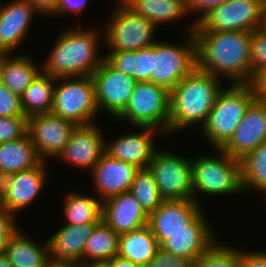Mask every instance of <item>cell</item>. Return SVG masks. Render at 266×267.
<instances>
[{
	"label": "cell",
	"instance_id": "d6986e66",
	"mask_svg": "<svg viewBox=\"0 0 266 267\" xmlns=\"http://www.w3.org/2000/svg\"><path fill=\"white\" fill-rule=\"evenodd\" d=\"M140 132H128L114 141L105 140V154L109 157L133 164L140 169H147L157 148L154 141L153 127H136ZM143 130V131H141Z\"/></svg>",
	"mask_w": 266,
	"mask_h": 267
},
{
	"label": "cell",
	"instance_id": "74e56055",
	"mask_svg": "<svg viewBox=\"0 0 266 267\" xmlns=\"http://www.w3.org/2000/svg\"><path fill=\"white\" fill-rule=\"evenodd\" d=\"M25 116L20 96L12 93L0 81V117Z\"/></svg>",
	"mask_w": 266,
	"mask_h": 267
},
{
	"label": "cell",
	"instance_id": "3957f363",
	"mask_svg": "<svg viewBox=\"0 0 266 267\" xmlns=\"http://www.w3.org/2000/svg\"><path fill=\"white\" fill-rule=\"evenodd\" d=\"M221 85L218 77L198 67L183 78L170 91L169 135L195 124L201 130L224 88Z\"/></svg>",
	"mask_w": 266,
	"mask_h": 267
},
{
	"label": "cell",
	"instance_id": "4fadbf2b",
	"mask_svg": "<svg viewBox=\"0 0 266 267\" xmlns=\"http://www.w3.org/2000/svg\"><path fill=\"white\" fill-rule=\"evenodd\" d=\"M46 163L42 161L31 169L5 176L1 184L0 207L12 214L28 208L45 188Z\"/></svg>",
	"mask_w": 266,
	"mask_h": 267
},
{
	"label": "cell",
	"instance_id": "e0dca14e",
	"mask_svg": "<svg viewBox=\"0 0 266 267\" xmlns=\"http://www.w3.org/2000/svg\"><path fill=\"white\" fill-rule=\"evenodd\" d=\"M97 123L77 126L57 158L81 169H90L105 154V138Z\"/></svg>",
	"mask_w": 266,
	"mask_h": 267
},
{
	"label": "cell",
	"instance_id": "f546056e",
	"mask_svg": "<svg viewBox=\"0 0 266 267\" xmlns=\"http://www.w3.org/2000/svg\"><path fill=\"white\" fill-rule=\"evenodd\" d=\"M56 80L57 78L41 71L24 91L20 98L24 115L27 118L51 113Z\"/></svg>",
	"mask_w": 266,
	"mask_h": 267
},
{
	"label": "cell",
	"instance_id": "f907efd6",
	"mask_svg": "<svg viewBox=\"0 0 266 267\" xmlns=\"http://www.w3.org/2000/svg\"><path fill=\"white\" fill-rule=\"evenodd\" d=\"M266 28V0H263V25Z\"/></svg>",
	"mask_w": 266,
	"mask_h": 267
},
{
	"label": "cell",
	"instance_id": "8fae6325",
	"mask_svg": "<svg viewBox=\"0 0 266 267\" xmlns=\"http://www.w3.org/2000/svg\"><path fill=\"white\" fill-rule=\"evenodd\" d=\"M263 25V0H226L205 15L193 32H251Z\"/></svg>",
	"mask_w": 266,
	"mask_h": 267
},
{
	"label": "cell",
	"instance_id": "2e32d148",
	"mask_svg": "<svg viewBox=\"0 0 266 267\" xmlns=\"http://www.w3.org/2000/svg\"><path fill=\"white\" fill-rule=\"evenodd\" d=\"M266 141V103L254 100L230 140L221 148L228 156L241 160Z\"/></svg>",
	"mask_w": 266,
	"mask_h": 267
},
{
	"label": "cell",
	"instance_id": "8992f818",
	"mask_svg": "<svg viewBox=\"0 0 266 267\" xmlns=\"http://www.w3.org/2000/svg\"><path fill=\"white\" fill-rule=\"evenodd\" d=\"M170 91L149 81L137 82L124 111L116 118L135 127H153L169 135ZM162 132V133H161Z\"/></svg>",
	"mask_w": 266,
	"mask_h": 267
},
{
	"label": "cell",
	"instance_id": "83f0119b",
	"mask_svg": "<svg viewBox=\"0 0 266 267\" xmlns=\"http://www.w3.org/2000/svg\"><path fill=\"white\" fill-rule=\"evenodd\" d=\"M136 14L151 21L156 27L189 15L186 0H121Z\"/></svg>",
	"mask_w": 266,
	"mask_h": 267
},
{
	"label": "cell",
	"instance_id": "681fc988",
	"mask_svg": "<svg viewBox=\"0 0 266 267\" xmlns=\"http://www.w3.org/2000/svg\"><path fill=\"white\" fill-rule=\"evenodd\" d=\"M47 267H77V264H73V263H54V262H51Z\"/></svg>",
	"mask_w": 266,
	"mask_h": 267
},
{
	"label": "cell",
	"instance_id": "816d5d0a",
	"mask_svg": "<svg viewBox=\"0 0 266 267\" xmlns=\"http://www.w3.org/2000/svg\"><path fill=\"white\" fill-rule=\"evenodd\" d=\"M137 267H151V264L150 263L137 264Z\"/></svg>",
	"mask_w": 266,
	"mask_h": 267
},
{
	"label": "cell",
	"instance_id": "603a6c76",
	"mask_svg": "<svg viewBox=\"0 0 266 267\" xmlns=\"http://www.w3.org/2000/svg\"><path fill=\"white\" fill-rule=\"evenodd\" d=\"M97 224H64L60 227L48 238L51 262L73 264L83 262L85 244Z\"/></svg>",
	"mask_w": 266,
	"mask_h": 267
},
{
	"label": "cell",
	"instance_id": "5bb4252c",
	"mask_svg": "<svg viewBox=\"0 0 266 267\" xmlns=\"http://www.w3.org/2000/svg\"><path fill=\"white\" fill-rule=\"evenodd\" d=\"M77 127L55 114H38L28 118V133L43 161L56 158Z\"/></svg>",
	"mask_w": 266,
	"mask_h": 267
},
{
	"label": "cell",
	"instance_id": "52a82bcc",
	"mask_svg": "<svg viewBox=\"0 0 266 267\" xmlns=\"http://www.w3.org/2000/svg\"><path fill=\"white\" fill-rule=\"evenodd\" d=\"M57 80L51 112L77 126L96 123L95 117L98 115L99 109L96 103L93 78L85 76L57 78Z\"/></svg>",
	"mask_w": 266,
	"mask_h": 267
},
{
	"label": "cell",
	"instance_id": "7dc6e473",
	"mask_svg": "<svg viewBox=\"0 0 266 267\" xmlns=\"http://www.w3.org/2000/svg\"><path fill=\"white\" fill-rule=\"evenodd\" d=\"M77 267H110L108 262H81Z\"/></svg>",
	"mask_w": 266,
	"mask_h": 267
},
{
	"label": "cell",
	"instance_id": "7c38bea8",
	"mask_svg": "<svg viewBox=\"0 0 266 267\" xmlns=\"http://www.w3.org/2000/svg\"><path fill=\"white\" fill-rule=\"evenodd\" d=\"M95 84L96 103L101 111L117 118L129 103L137 83L135 79L117 70L106 59L91 75Z\"/></svg>",
	"mask_w": 266,
	"mask_h": 267
},
{
	"label": "cell",
	"instance_id": "d590c367",
	"mask_svg": "<svg viewBox=\"0 0 266 267\" xmlns=\"http://www.w3.org/2000/svg\"><path fill=\"white\" fill-rule=\"evenodd\" d=\"M251 76L266 68V28L261 27L251 31Z\"/></svg>",
	"mask_w": 266,
	"mask_h": 267
},
{
	"label": "cell",
	"instance_id": "bcb514c9",
	"mask_svg": "<svg viewBox=\"0 0 266 267\" xmlns=\"http://www.w3.org/2000/svg\"><path fill=\"white\" fill-rule=\"evenodd\" d=\"M110 267H137L131 260L116 255L108 261Z\"/></svg>",
	"mask_w": 266,
	"mask_h": 267
},
{
	"label": "cell",
	"instance_id": "6da1fadb",
	"mask_svg": "<svg viewBox=\"0 0 266 267\" xmlns=\"http://www.w3.org/2000/svg\"><path fill=\"white\" fill-rule=\"evenodd\" d=\"M196 67L229 84H247L251 78V32H193Z\"/></svg>",
	"mask_w": 266,
	"mask_h": 267
},
{
	"label": "cell",
	"instance_id": "f5cc1de1",
	"mask_svg": "<svg viewBox=\"0 0 266 267\" xmlns=\"http://www.w3.org/2000/svg\"><path fill=\"white\" fill-rule=\"evenodd\" d=\"M1 184H2V179L0 178V201H1Z\"/></svg>",
	"mask_w": 266,
	"mask_h": 267
},
{
	"label": "cell",
	"instance_id": "d4e9b609",
	"mask_svg": "<svg viewBox=\"0 0 266 267\" xmlns=\"http://www.w3.org/2000/svg\"><path fill=\"white\" fill-rule=\"evenodd\" d=\"M42 161L29 133L17 140L0 143L1 179L5 176L31 169Z\"/></svg>",
	"mask_w": 266,
	"mask_h": 267
},
{
	"label": "cell",
	"instance_id": "cb8c5ba5",
	"mask_svg": "<svg viewBox=\"0 0 266 267\" xmlns=\"http://www.w3.org/2000/svg\"><path fill=\"white\" fill-rule=\"evenodd\" d=\"M41 71L31 55L0 54V81L20 97Z\"/></svg>",
	"mask_w": 266,
	"mask_h": 267
},
{
	"label": "cell",
	"instance_id": "f6af8a7d",
	"mask_svg": "<svg viewBox=\"0 0 266 267\" xmlns=\"http://www.w3.org/2000/svg\"><path fill=\"white\" fill-rule=\"evenodd\" d=\"M35 9L39 12V14L43 15H51L55 8L57 7V4L59 0H28Z\"/></svg>",
	"mask_w": 266,
	"mask_h": 267
},
{
	"label": "cell",
	"instance_id": "7402d4cb",
	"mask_svg": "<svg viewBox=\"0 0 266 267\" xmlns=\"http://www.w3.org/2000/svg\"><path fill=\"white\" fill-rule=\"evenodd\" d=\"M201 210V204L193 199L164 200L162 204L149 215L148 226L160 245L168 235L185 228Z\"/></svg>",
	"mask_w": 266,
	"mask_h": 267
},
{
	"label": "cell",
	"instance_id": "b9f144b4",
	"mask_svg": "<svg viewBox=\"0 0 266 267\" xmlns=\"http://www.w3.org/2000/svg\"><path fill=\"white\" fill-rule=\"evenodd\" d=\"M247 84L255 100L266 103V68L253 73Z\"/></svg>",
	"mask_w": 266,
	"mask_h": 267
},
{
	"label": "cell",
	"instance_id": "d6a6232c",
	"mask_svg": "<svg viewBox=\"0 0 266 267\" xmlns=\"http://www.w3.org/2000/svg\"><path fill=\"white\" fill-rule=\"evenodd\" d=\"M240 165L244 195L256 189L266 197V141L246 154L240 160Z\"/></svg>",
	"mask_w": 266,
	"mask_h": 267
},
{
	"label": "cell",
	"instance_id": "ab89813d",
	"mask_svg": "<svg viewBox=\"0 0 266 267\" xmlns=\"http://www.w3.org/2000/svg\"><path fill=\"white\" fill-rule=\"evenodd\" d=\"M151 267H194L186 258L176 256L159 247L150 262Z\"/></svg>",
	"mask_w": 266,
	"mask_h": 267
},
{
	"label": "cell",
	"instance_id": "f35d334b",
	"mask_svg": "<svg viewBox=\"0 0 266 267\" xmlns=\"http://www.w3.org/2000/svg\"><path fill=\"white\" fill-rule=\"evenodd\" d=\"M14 217L15 214L0 207V253L5 251L9 239L20 229Z\"/></svg>",
	"mask_w": 266,
	"mask_h": 267
},
{
	"label": "cell",
	"instance_id": "c3c4849f",
	"mask_svg": "<svg viewBox=\"0 0 266 267\" xmlns=\"http://www.w3.org/2000/svg\"><path fill=\"white\" fill-rule=\"evenodd\" d=\"M0 267H11L10 261L4 252L0 253Z\"/></svg>",
	"mask_w": 266,
	"mask_h": 267
},
{
	"label": "cell",
	"instance_id": "ba28073f",
	"mask_svg": "<svg viewBox=\"0 0 266 267\" xmlns=\"http://www.w3.org/2000/svg\"><path fill=\"white\" fill-rule=\"evenodd\" d=\"M190 26L182 45L158 40L153 44V71L149 82L171 91L196 67L195 24Z\"/></svg>",
	"mask_w": 266,
	"mask_h": 267
},
{
	"label": "cell",
	"instance_id": "1f68e13d",
	"mask_svg": "<svg viewBox=\"0 0 266 267\" xmlns=\"http://www.w3.org/2000/svg\"><path fill=\"white\" fill-rule=\"evenodd\" d=\"M64 217L66 224L78 225L99 223L102 220V201L95 197L78 192L64 196Z\"/></svg>",
	"mask_w": 266,
	"mask_h": 267
},
{
	"label": "cell",
	"instance_id": "ffe728a7",
	"mask_svg": "<svg viewBox=\"0 0 266 267\" xmlns=\"http://www.w3.org/2000/svg\"><path fill=\"white\" fill-rule=\"evenodd\" d=\"M140 168L119 161L104 154L90 171L96 196L104 201L131 189L132 182Z\"/></svg>",
	"mask_w": 266,
	"mask_h": 267
},
{
	"label": "cell",
	"instance_id": "60d3db41",
	"mask_svg": "<svg viewBox=\"0 0 266 267\" xmlns=\"http://www.w3.org/2000/svg\"><path fill=\"white\" fill-rule=\"evenodd\" d=\"M225 1L226 0H186V8L188 14H192L191 12L195 13V11L196 13H200L199 18L193 21V24H197L205 15Z\"/></svg>",
	"mask_w": 266,
	"mask_h": 267
},
{
	"label": "cell",
	"instance_id": "9a60e30c",
	"mask_svg": "<svg viewBox=\"0 0 266 267\" xmlns=\"http://www.w3.org/2000/svg\"><path fill=\"white\" fill-rule=\"evenodd\" d=\"M204 214L201 210L189 223L185 224V228L168 235L160 247L195 264L217 239Z\"/></svg>",
	"mask_w": 266,
	"mask_h": 267
},
{
	"label": "cell",
	"instance_id": "4dcf8cb0",
	"mask_svg": "<svg viewBox=\"0 0 266 267\" xmlns=\"http://www.w3.org/2000/svg\"><path fill=\"white\" fill-rule=\"evenodd\" d=\"M119 235L103 220L94 228L83 250V262H108L118 255Z\"/></svg>",
	"mask_w": 266,
	"mask_h": 267
},
{
	"label": "cell",
	"instance_id": "f1b7e54d",
	"mask_svg": "<svg viewBox=\"0 0 266 267\" xmlns=\"http://www.w3.org/2000/svg\"><path fill=\"white\" fill-rule=\"evenodd\" d=\"M160 245L147 225L119 235L118 255L135 264L150 263Z\"/></svg>",
	"mask_w": 266,
	"mask_h": 267
},
{
	"label": "cell",
	"instance_id": "836d02e7",
	"mask_svg": "<svg viewBox=\"0 0 266 267\" xmlns=\"http://www.w3.org/2000/svg\"><path fill=\"white\" fill-rule=\"evenodd\" d=\"M130 192L148 215L152 214L164 201L148 169H140L136 174Z\"/></svg>",
	"mask_w": 266,
	"mask_h": 267
},
{
	"label": "cell",
	"instance_id": "7a4b0ae2",
	"mask_svg": "<svg viewBox=\"0 0 266 267\" xmlns=\"http://www.w3.org/2000/svg\"><path fill=\"white\" fill-rule=\"evenodd\" d=\"M80 22L78 27L59 33L42 64L43 73L54 78L85 77L91 76L100 66L105 59L98 53L100 30L83 29Z\"/></svg>",
	"mask_w": 266,
	"mask_h": 267
},
{
	"label": "cell",
	"instance_id": "9c48e42d",
	"mask_svg": "<svg viewBox=\"0 0 266 267\" xmlns=\"http://www.w3.org/2000/svg\"><path fill=\"white\" fill-rule=\"evenodd\" d=\"M109 17L105 41L109 51L138 50L151 47L157 27L147 18L136 14L121 0Z\"/></svg>",
	"mask_w": 266,
	"mask_h": 267
},
{
	"label": "cell",
	"instance_id": "ee69618b",
	"mask_svg": "<svg viewBox=\"0 0 266 267\" xmlns=\"http://www.w3.org/2000/svg\"><path fill=\"white\" fill-rule=\"evenodd\" d=\"M241 267H266V249L264 251H241Z\"/></svg>",
	"mask_w": 266,
	"mask_h": 267
},
{
	"label": "cell",
	"instance_id": "484cf974",
	"mask_svg": "<svg viewBox=\"0 0 266 267\" xmlns=\"http://www.w3.org/2000/svg\"><path fill=\"white\" fill-rule=\"evenodd\" d=\"M18 230L10 239L4 253L11 267H47L51 263L48 240L43 246Z\"/></svg>",
	"mask_w": 266,
	"mask_h": 267
},
{
	"label": "cell",
	"instance_id": "ac0fdd59",
	"mask_svg": "<svg viewBox=\"0 0 266 267\" xmlns=\"http://www.w3.org/2000/svg\"><path fill=\"white\" fill-rule=\"evenodd\" d=\"M39 12L28 0L0 3V54H14Z\"/></svg>",
	"mask_w": 266,
	"mask_h": 267
},
{
	"label": "cell",
	"instance_id": "8d00e7d4",
	"mask_svg": "<svg viewBox=\"0 0 266 267\" xmlns=\"http://www.w3.org/2000/svg\"><path fill=\"white\" fill-rule=\"evenodd\" d=\"M28 133L26 116L0 117V143L17 140Z\"/></svg>",
	"mask_w": 266,
	"mask_h": 267
},
{
	"label": "cell",
	"instance_id": "44dd1931",
	"mask_svg": "<svg viewBox=\"0 0 266 267\" xmlns=\"http://www.w3.org/2000/svg\"><path fill=\"white\" fill-rule=\"evenodd\" d=\"M102 220L120 235L147 226L149 215L128 191L102 201Z\"/></svg>",
	"mask_w": 266,
	"mask_h": 267
},
{
	"label": "cell",
	"instance_id": "277c9868",
	"mask_svg": "<svg viewBox=\"0 0 266 267\" xmlns=\"http://www.w3.org/2000/svg\"><path fill=\"white\" fill-rule=\"evenodd\" d=\"M215 156L199 155L191 159L193 200L200 203L197 194L208 196L243 194L240 160L214 149Z\"/></svg>",
	"mask_w": 266,
	"mask_h": 267
},
{
	"label": "cell",
	"instance_id": "30bf717a",
	"mask_svg": "<svg viewBox=\"0 0 266 267\" xmlns=\"http://www.w3.org/2000/svg\"><path fill=\"white\" fill-rule=\"evenodd\" d=\"M147 169L164 200L193 199L191 158L158 148Z\"/></svg>",
	"mask_w": 266,
	"mask_h": 267
},
{
	"label": "cell",
	"instance_id": "7bdbcfd3",
	"mask_svg": "<svg viewBox=\"0 0 266 267\" xmlns=\"http://www.w3.org/2000/svg\"><path fill=\"white\" fill-rule=\"evenodd\" d=\"M88 0H59L57 7L54 12L51 14L52 16L63 15L65 13H69L70 11L76 15L80 16L83 8L87 6Z\"/></svg>",
	"mask_w": 266,
	"mask_h": 267
},
{
	"label": "cell",
	"instance_id": "5b68a950",
	"mask_svg": "<svg viewBox=\"0 0 266 267\" xmlns=\"http://www.w3.org/2000/svg\"><path fill=\"white\" fill-rule=\"evenodd\" d=\"M223 88L201 128L214 149H221L232 137L249 105L255 100L248 84H229Z\"/></svg>",
	"mask_w": 266,
	"mask_h": 267
},
{
	"label": "cell",
	"instance_id": "e575fe53",
	"mask_svg": "<svg viewBox=\"0 0 266 267\" xmlns=\"http://www.w3.org/2000/svg\"><path fill=\"white\" fill-rule=\"evenodd\" d=\"M194 267H241V249L216 240L196 261Z\"/></svg>",
	"mask_w": 266,
	"mask_h": 267
},
{
	"label": "cell",
	"instance_id": "4316f807",
	"mask_svg": "<svg viewBox=\"0 0 266 267\" xmlns=\"http://www.w3.org/2000/svg\"><path fill=\"white\" fill-rule=\"evenodd\" d=\"M105 59L117 70L131 76L137 82L150 81L153 71V45L149 48L109 51Z\"/></svg>",
	"mask_w": 266,
	"mask_h": 267
}]
</instances>
